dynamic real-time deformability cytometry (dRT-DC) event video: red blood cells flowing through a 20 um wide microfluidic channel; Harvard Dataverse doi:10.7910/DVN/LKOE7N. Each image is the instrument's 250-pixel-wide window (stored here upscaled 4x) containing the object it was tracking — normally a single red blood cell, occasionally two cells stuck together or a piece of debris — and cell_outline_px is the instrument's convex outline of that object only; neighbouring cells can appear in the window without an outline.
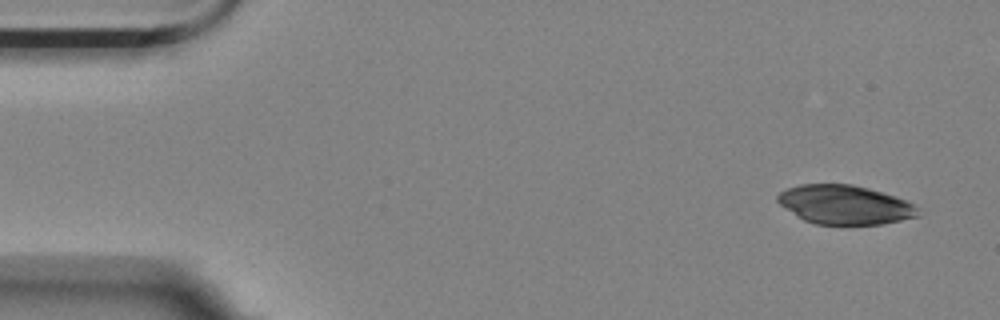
{"species": "Egyptian fruit bat (a non-hibernating species)", "species_latin": "Rousettus aegyptiacus", "temperature_condition": "room temperature", "stored_images_in_passage": 54, "camera_frame_rate_fps": 3000, "um_per_image_px": 0.085, "animal": {"sex": "female"}, "frame": {"image": 1, "passage_image": 1, "time_ms": 0.0, "image_size_px": [1000, 320], "cell_outline_px": [[920, 216], [884, 224], [816, 224], [804, 220], [796, 216], [780, 204], [776, 200], [776, 196], [780, 192], [788, 188], [800, 184], [852, 184], [868, 188], [896, 196], [920, 208]], "centroid_in_image_um": [71.82, 17.4], "position_along_channel_um": 13.2, "area_um2": 32.02}}